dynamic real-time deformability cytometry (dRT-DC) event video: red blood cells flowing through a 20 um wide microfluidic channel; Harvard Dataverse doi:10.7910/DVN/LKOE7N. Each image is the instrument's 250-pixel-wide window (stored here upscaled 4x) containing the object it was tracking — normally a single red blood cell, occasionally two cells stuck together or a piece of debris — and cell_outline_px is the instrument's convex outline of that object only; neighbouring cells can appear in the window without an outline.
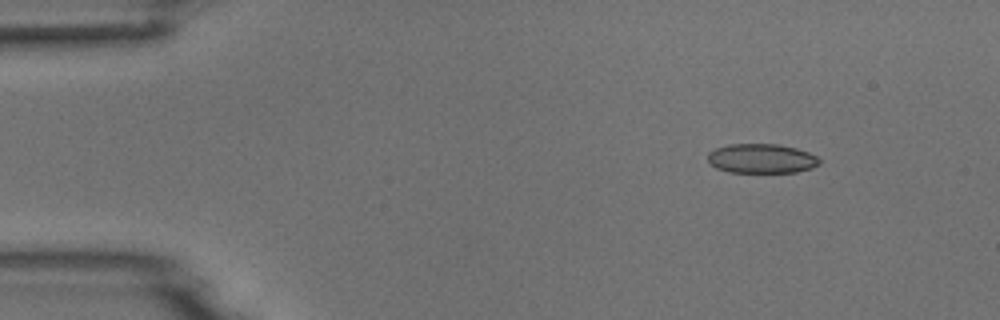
{"species": "common noctule bat (a hibernating species)", "species_latin": "Nyctalus noctula", "temperature_condition": "room temperature", "stored_images_in_passage": 6, "camera_frame_rate_fps": 3000, "um_per_image_px": 0.085, "animal": {"sex": "male", "body_mass_g": 18.8}, "frame": {"image": 1, "passage_image": 2, "time_ms": 1.333, "image_size_px": [1000, 320], "cell_outline_px": [[820, 164], [812, 168], [796, 172], [728, 172], [716, 168], [708, 160], [708, 152], [716, 148], [728, 144], [776, 144], [796, 148], [808, 152], [816, 156], [820, 160]], "centroid_in_image_um": [64.73, 13.47], "position_along_channel_um": 20.3, "area_um2": 19.13}}
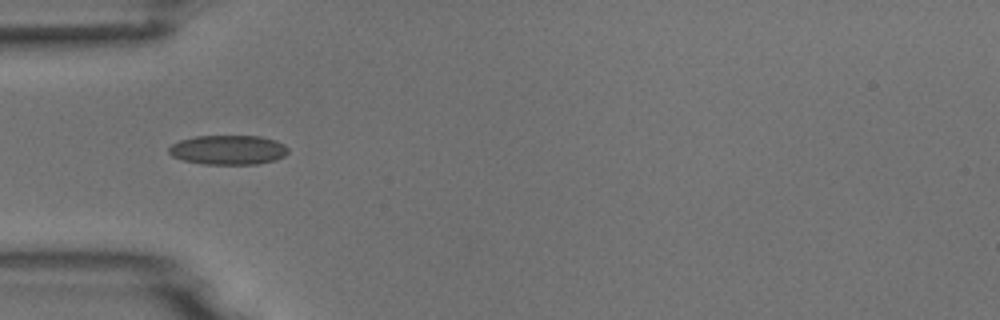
{"frame": {"image": 2, "passage_image": 5, "time_ms": 4.667, "image_size_px": [1000, 320], "cell_outline_px": [[288, 152], [284, 156], [276, 160], [256, 164], [204, 164], [184, 160], [172, 156], [168, 152], [168, 148], [172, 144], [180, 140], [196, 136], [260, 136], [276, 140], [284, 144], [288, 148]], "centroid_in_image_um": [19.41, 12.74], "position_along_channel_um": 65.6, "area_um2": 20.52}}